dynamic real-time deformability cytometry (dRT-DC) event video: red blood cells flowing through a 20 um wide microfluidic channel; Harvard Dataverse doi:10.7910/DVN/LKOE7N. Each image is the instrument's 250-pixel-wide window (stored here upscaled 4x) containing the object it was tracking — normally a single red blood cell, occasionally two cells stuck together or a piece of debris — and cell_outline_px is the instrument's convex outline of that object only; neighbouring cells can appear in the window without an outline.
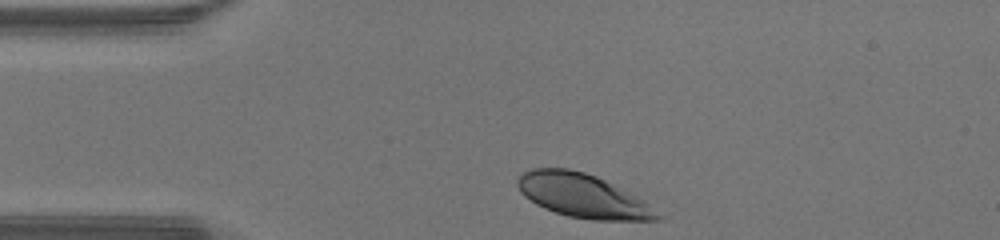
{"species": "human", "species_latin": "Homo sapiens", "temperature_condition": "warm", "stored_images_in_passage": 29, "camera_frame_rate_fps": 3000, "um_per_image_px": 0.085, "donor": {"sex": "male"}, "frame": {"image": 1, "passage_image": 1, "time_ms": 0.0, "image_size_px": [1000, 240], "cell_outline_px": [[664, 216], [660, 220], [592, 220], [568, 216], [544, 208], [536, 204], [524, 196], [520, 192], [516, 184], [516, 180], [524, 172], [532, 168], [568, 168], [584, 172], [596, 176], [644, 200]], "centroid_in_image_um": [49.53, 16.64], "position_along_channel_um": 35.5, "area_um2": 35.55}}
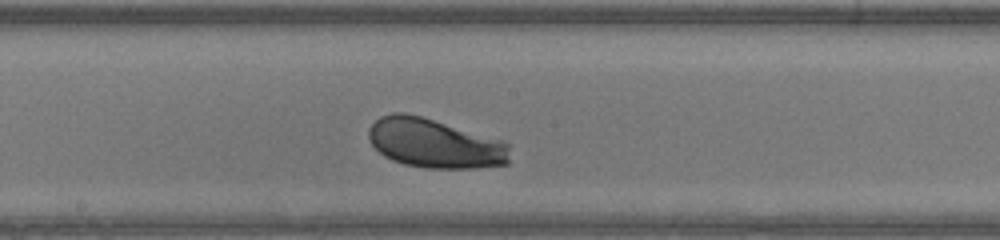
{"frame": {"image": 2, "passage_image": 16, "time_ms": 5.0, "image_size_px": [1000, 240], "cell_outline_px": [[508, 164], [476, 168], [428, 168], [404, 164], [392, 160], [384, 156], [372, 144], [368, 136], [368, 128], [380, 116], [392, 112], [404, 112], [420, 116], [504, 140], [508, 144]], "centroid_in_image_um": [36.93, 12.18], "position_along_channel_um": 211.3, "area_um2": 40.52}}
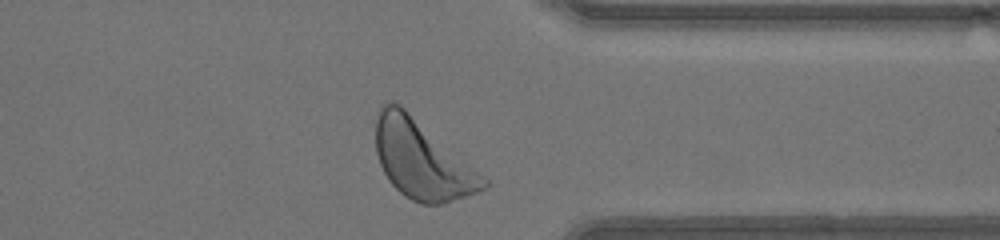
{"frame": {"image": 3, "passage_image": 28, "time_ms": 9.0, "image_size_px": [1000, 240], "cell_outline_px": [[488, 184], [484, 188], [464, 196], [440, 204], [420, 204], [404, 196], [388, 180], [380, 164], [376, 152], [376, 120], [380, 104], [392, 100], [400, 104], [484, 176], [488, 180]], "centroid_in_image_um": [35.81, 13.55], "position_along_channel_um": 375.6, "area_um2": 48.55}, "authors_computed_cell_mechanics": {"area_um2": 40.46, "velocity_mm_per_s": 4.2795, "shape_relaxation_time_tau1_ms": null, "shape_relaxation_time_tau2_ms": 3.9913, "deformation_change_tau1": null, "deformation_change_tau2": 0.1575}}